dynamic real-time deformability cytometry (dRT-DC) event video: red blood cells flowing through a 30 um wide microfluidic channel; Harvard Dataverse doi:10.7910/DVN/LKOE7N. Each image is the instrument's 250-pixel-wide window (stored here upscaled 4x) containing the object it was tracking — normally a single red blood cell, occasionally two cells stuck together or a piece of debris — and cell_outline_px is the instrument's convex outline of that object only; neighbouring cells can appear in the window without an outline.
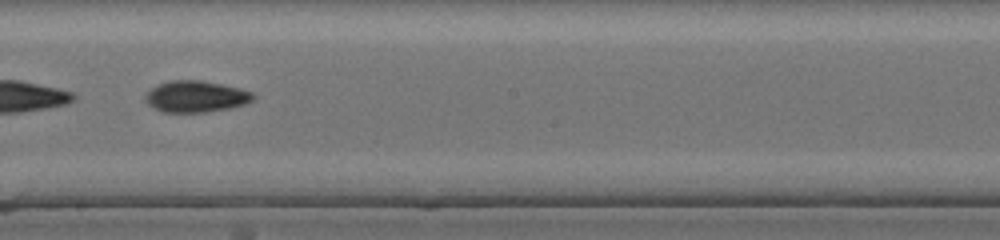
{"species": "common noctule bat (a hibernating species)", "species_latin": "Nyctalus noctula", "temperature_condition": "cold", "stored_images_in_passage": 36, "camera_frame_rate_fps": 3000, "um_per_image_px": 0.085, "animal": {"sex": "female", "body_mass_g": 17.0, "forearm_length_mm": 48.0}, "frame": {"image": 1, "passage_image": 16, "time_ms": 5.0, "image_size_px": [1000, 240], "cell_outline_px": [[256, 96], [252, 100], [244, 104], [228, 108], [204, 112], [164, 112], [148, 104], [144, 100], [144, 96], [156, 84], [168, 80], [200, 80], [240, 88], [252, 92]], "centroid_in_image_um": [16.62, 8.19], "position_along_channel_um": 231.6, "area_um2": 19.65}}